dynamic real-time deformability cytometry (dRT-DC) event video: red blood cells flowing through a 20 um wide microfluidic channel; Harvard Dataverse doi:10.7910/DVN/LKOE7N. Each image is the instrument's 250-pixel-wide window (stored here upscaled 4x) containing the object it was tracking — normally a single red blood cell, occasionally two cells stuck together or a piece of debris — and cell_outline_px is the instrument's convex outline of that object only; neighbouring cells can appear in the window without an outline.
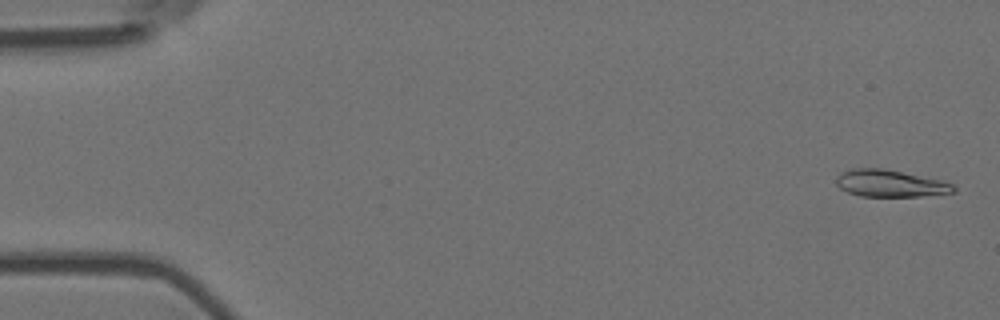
{"species": "Egyptian fruit bat (a non-hibernating species)", "species_latin": "Rousettus aegyptiacus", "temperature_condition": "room temperature", "stored_images_in_passage": 56, "camera_frame_rate_fps": 3000, "um_per_image_px": 0.085, "animal": {"sex": "female"}, "frame": {"image": 1, "passage_image": 2, "time_ms": 0.333, "image_size_px": [1000, 320], "cell_outline_px": [[956, 192], [920, 196], [860, 196], [848, 192], [840, 188], [836, 184], [836, 176], [840, 172], [852, 168], [884, 168], [944, 180], [952, 184], [956, 188]], "centroid_in_image_um": [75.67, 15.58], "position_along_channel_um": 9.3, "area_um2": 18.67}}
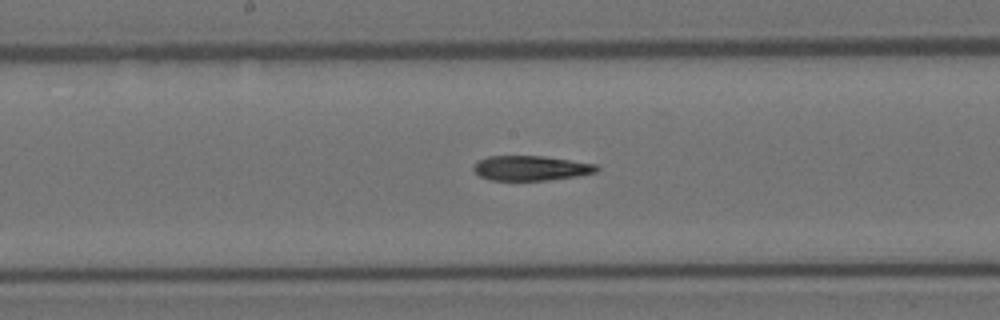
{"frame": {"image": 2, "passage_image": 29, "time_ms": 9.333, "image_size_px": [1000, 320], "cell_outline_px": [[600, 168], [596, 172], [576, 176], [548, 180], [488, 180], [480, 176], [472, 168], [480, 160], [488, 156], [544, 156], [596, 164]], "centroid_in_image_um": [45.14, 14.29], "position_along_channel_um": 203.1, "area_um2": 17.69}}
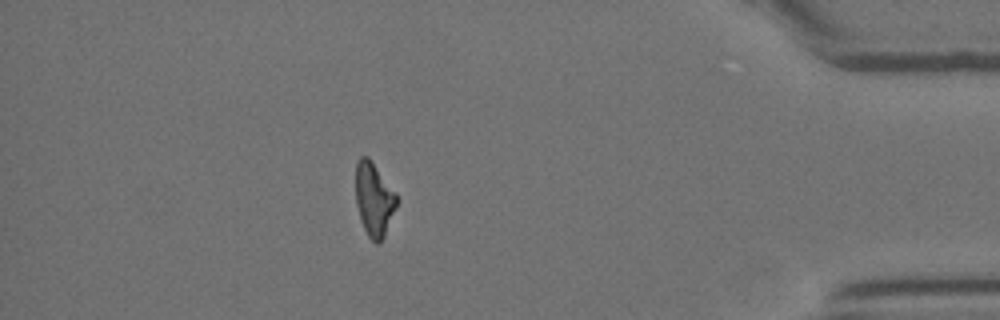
{"frame": {"image": 3, "passage_image": 49, "time_ms": 16.0, "image_size_px": [1000, 320], "cell_outline_px": [[396, 204], [384, 236], [380, 244], [376, 244], [368, 236], [364, 228], [356, 204], [356, 160], [360, 156], [368, 156], [396, 192]], "centroid_in_image_um": [31.77, 16.91], "position_along_channel_um": 403.4, "area_um2": 17.34}, "authors_computed_cell_mechanics": {"area_um2": 18.6116, "velocity_mm_per_s": 3.6695, "shape_relaxation_time_tau1_ms": 10.6287, "shape_relaxation_time_tau2_ms": 10.0632, "deformation_change_tau1": 0.3128, "deformation_change_tau2": 0.2552}}